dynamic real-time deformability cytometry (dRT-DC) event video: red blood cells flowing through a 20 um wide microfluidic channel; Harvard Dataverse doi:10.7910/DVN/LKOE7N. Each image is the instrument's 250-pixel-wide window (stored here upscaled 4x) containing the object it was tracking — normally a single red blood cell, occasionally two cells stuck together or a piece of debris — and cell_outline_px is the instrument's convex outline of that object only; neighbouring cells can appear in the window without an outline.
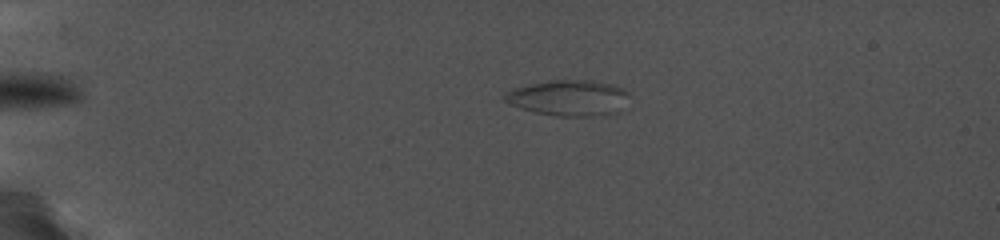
{"species": "common noctule bat (a hibernating species)", "species_latin": "Nyctalus noctula", "temperature_condition": "cold", "stored_images_in_passage": 103, "camera_frame_rate_fps": 5000, "um_per_image_px": 0.085, "animal": {"sex": "female", "body_mass_g": 19.0, "forearm_length_mm": 56.7}, "frame": {"image": 1, "passage_image": 31, "time_ms": 5.6, "image_size_px": [1000, 240], "cell_outline_px": [[628, 96], [620, 112], [592, 116], [556, 116], [536, 112], [520, 108], [508, 104], [500, 96], [512, 88], [552, 80], [592, 80], [612, 84], [624, 88], [628, 92]], "centroid_in_image_um": [48.32, 8.32], "position_along_channel_um": 36.7, "area_um2": 26.13}}
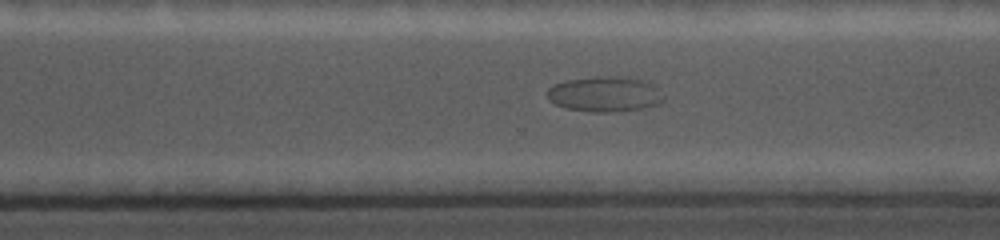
{"frame": {"image": 2, "passage_image": 86, "time_ms": 16.6, "image_size_px": [1000, 240], "cell_outline_px": [[660, 104], [640, 108], [616, 112], [588, 112], [564, 108], [556, 104], [548, 96], [548, 88], [556, 84], [568, 80], [636, 80], [648, 84], [660, 100]], "centroid_in_image_um": [51.25, 8.11], "position_along_channel_um": 319.3, "area_um2": 21.56}}
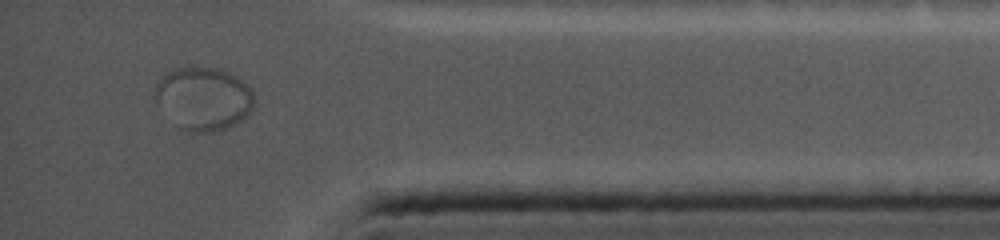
{"frame": {"image": 3, "passage_image": 98, "time_ms": 19.8, "image_size_px": [1000, 240], "cell_outline_px": [[252, 108], [248, 116], [236, 124], [216, 132], [184, 132], [164, 84], [164, 76], [196, 68], [200, 68], [220, 72], [244, 84], [252, 92]], "centroid_in_image_um": [17.66, 8.49], "position_along_channel_um": 417.5, "area_um2": 30.92}}